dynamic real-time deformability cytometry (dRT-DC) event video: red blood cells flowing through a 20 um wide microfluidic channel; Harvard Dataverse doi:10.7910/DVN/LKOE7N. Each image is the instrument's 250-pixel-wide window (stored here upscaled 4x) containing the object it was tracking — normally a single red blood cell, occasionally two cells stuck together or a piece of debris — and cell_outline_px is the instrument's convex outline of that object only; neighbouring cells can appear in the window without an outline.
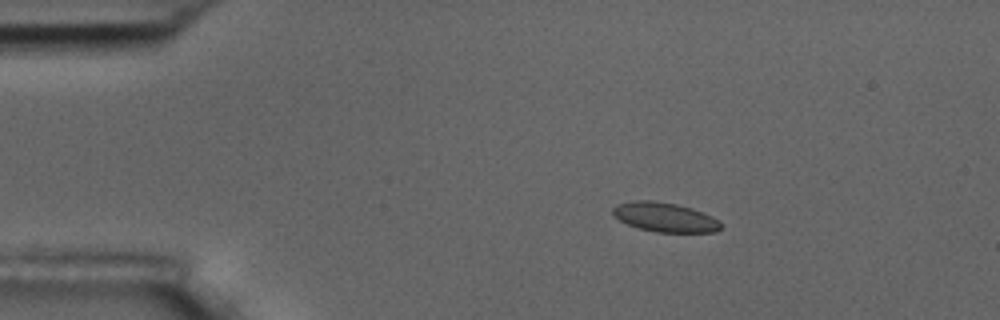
{"species": "common noctule bat (a hibernating species)", "species_latin": "Nyctalus noctula", "temperature_condition": "room temperature", "stored_images_in_passage": 3, "camera_frame_rate_fps": 3000, "um_per_image_px": 0.085, "animal": {"sex": "male", "body_mass_g": 17.5, "forearm_length_mm": 52.3}, "frame": {"image": 1, "passage_image": 1, "time_ms": 0.0, "image_size_px": [1000, 320], "cell_outline_px": [[720, 228], [716, 232], [656, 232], [640, 228], [628, 224], [620, 220], [612, 212], [612, 208], [616, 204], [632, 200], [652, 200], [676, 204], [692, 208], [712, 216], [720, 224]], "centroid_in_image_um": [56.48, 18.45], "position_along_channel_um": 28.5, "area_um2": 18.32}}